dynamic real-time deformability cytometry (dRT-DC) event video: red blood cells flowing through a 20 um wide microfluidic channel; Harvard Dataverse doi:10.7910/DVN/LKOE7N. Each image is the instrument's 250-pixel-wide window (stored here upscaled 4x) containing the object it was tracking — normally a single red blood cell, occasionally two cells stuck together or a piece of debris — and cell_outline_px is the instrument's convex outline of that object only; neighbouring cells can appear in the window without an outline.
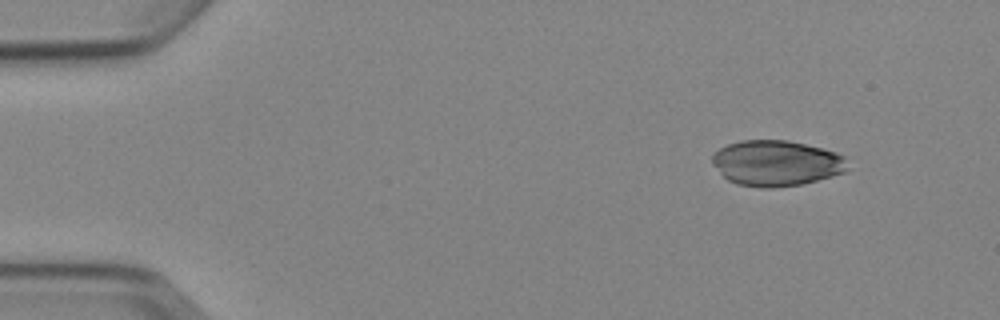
{"species": "Egyptian fruit bat (a non-hibernating species)", "species_latin": "Rousettus aegyptiacus", "temperature_condition": "cold", "stored_images_in_passage": 5, "segment_of_instrument_passage": [2, 2], "camera_frame_rate_fps": 3000, "um_per_image_px": 0.085, "animal": {"sex": "female"}, "frame": {"image": 1, "passage_image": 5, "time_ms": 5.667, "image_size_px": [1000, 320], "cell_outline_px": [[844, 172], [832, 176], [800, 184], [772, 188], [760, 188], [736, 184], [728, 180], [712, 164], [712, 156], [720, 148], [728, 144], [740, 140], [788, 140], [836, 152], [844, 156]], "centroid_in_image_um": [65.93, 13.87], "position_along_channel_um": 19.1, "area_um2": 35.66}}